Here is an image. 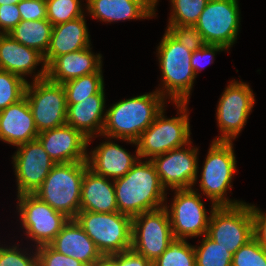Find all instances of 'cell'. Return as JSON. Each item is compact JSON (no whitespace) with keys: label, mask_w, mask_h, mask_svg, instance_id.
Returning <instances> with one entry per match:
<instances>
[{"label":"cell","mask_w":266,"mask_h":266,"mask_svg":"<svg viewBox=\"0 0 266 266\" xmlns=\"http://www.w3.org/2000/svg\"><path fill=\"white\" fill-rule=\"evenodd\" d=\"M167 31L180 43L194 52L206 45L201 32L195 25H167Z\"/></svg>","instance_id":"36"},{"label":"cell","mask_w":266,"mask_h":266,"mask_svg":"<svg viewBox=\"0 0 266 266\" xmlns=\"http://www.w3.org/2000/svg\"><path fill=\"white\" fill-rule=\"evenodd\" d=\"M173 104L178 109L177 117L166 118L164 107L136 140L139 159L151 160L170 150L187 147L191 142L188 103Z\"/></svg>","instance_id":"5"},{"label":"cell","mask_w":266,"mask_h":266,"mask_svg":"<svg viewBox=\"0 0 266 266\" xmlns=\"http://www.w3.org/2000/svg\"><path fill=\"white\" fill-rule=\"evenodd\" d=\"M55 251L94 266L101 258L93 240L75 219H69L57 236L48 244Z\"/></svg>","instance_id":"24"},{"label":"cell","mask_w":266,"mask_h":266,"mask_svg":"<svg viewBox=\"0 0 266 266\" xmlns=\"http://www.w3.org/2000/svg\"><path fill=\"white\" fill-rule=\"evenodd\" d=\"M194 245L196 266H231L233 254L207 235Z\"/></svg>","instance_id":"29"},{"label":"cell","mask_w":266,"mask_h":266,"mask_svg":"<svg viewBox=\"0 0 266 266\" xmlns=\"http://www.w3.org/2000/svg\"><path fill=\"white\" fill-rule=\"evenodd\" d=\"M94 266H119V263L112 255H102Z\"/></svg>","instance_id":"43"},{"label":"cell","mask_w":266,"mask_h":266,"mask_svg":"<svg viewBox=\"0 0 266 266\" xmlns=\"http://www.w3.org/2000/svg\"><path fill=\"white\" fill-rule=\"evenodd\" d=\"M157 47L161 88L157 91L172 103H188L196 78L191 67L192 52L167 30Z\"/></svg>","instance_id":"3"},{"label":"cell","mask_w":266,"mask_h":266,"mask_svg":"<svg viewBox=\"0 0 266 266\" xmlns=\"http://www.w3.org/2000/svg\"><path fill=\"white\" fill-rule=\"evenodd\" d=\"M206 235L234 254L254 238L251 204L216 206L211 212Z\"/></svg>","instance_id":"8"},{"label":"cell","mask_w":266,"mask_h":266,"mask_svg":"<svg viewBox=\"0 0 266 266\" xmlns=\"http://www.w3.org/2000/svg\"><path fill=\"white\" fill-rule=\"evenodd\" d=\"M119 266H152V263L132 248L112 255Z\"/></svg>","instance_id":"42"},{"label":"cell","mask_w":266,"mask_h":266,"mask_svg":"<svg viewBox=\"0 0 266 266\" xmlns=\"http://www.w3.org/2000/svg\"><path fill=\"white\" fill-rule=\"evenodd\" d=\"M91 45L85 16L53 26L50 45L44 56L48 66L56 57Z\"/></svg>","instance_id":"25"},{"label":"cell","mask_w":266,"mask_h":266,"mask_svg":"<svg viewBox=\"0 0 266 266\" xmlns=\"http://www.w3.org/2000/svg\"><path fill=\"white\" fill-rule=\"evenodd\" d=\"M87 161L55 164L33 193L54 210L74 219L80 211L81 185Z\"/></svg>","instance_id":"4"},{"label":"cell","mask_w":266,"mask_h":266,"mask_svg":"<svg viewBox=\"0 0 266 266\" xmlns=\"http://www.w3.org/2000/svg\"><path fill=\"white\" fill-rule=\"evenodd\" d=\"M174 240L165 207L132 218V249L154 262Z\"/></svg>","instance_id":"14"},{"label":"cell","mask_w":266,"mask_h":266,"mask_svg":"<svg viewBox=\"0 0 266 266\" xmlns=\"http://www.w3.org/2000/svg\"><path fill=\"white\" fill-rule=\"evenodd\" d=\"M62 85L66 92L67 103H77V100L87 99L105 88L103 73L83 75Z\"/></svg>","instance_id":"28"},{"label":"cell","mask_w":266,"mask_h":266,"mask_svg":"<svg viewBox=\"0 0 266 266\" xmlns=\"http://www.w3.org/2000/svg\"><path fill=\"white\" fill-rule=\"evenodd\" d=\"M102 255H113L132 247V217L119 212L79 211L74 218Z\"/></svg>","instance_id":"7"},{"label":"cell","mask_w":266,"mask_h":266,"mask_svg":"<svg viewBox=\"0 0 266 266\" xmlns=\"http://www.w3.org/2000/svg\"><path fill=\"white\" fill-rule=\"evenodd\" d=\"M222 51H227L222 45L206 44L203 48L192 52L190 62L195 76L197 77V74L205 68V65L213 63L215 54Z\"/></svg>","instance_id":"38"},{"label":"cell","mask_w":266,"mask_h":266,"mask_svg":"<svg viewBox=\"0 0 266 266\" xmlns=\"http://www.w3.org/2000/svg\"><path fill=\"white\" fill-rule=\"evenodd\" d=\"M118 212L134 217L164 207L166 189L151 160L138 159L121 178L114 180Z\"/></svg>","instance_id":"1"},{"label":"cell","mask_w":266,"mask_h":266,"mask_svg":"<svg viewBox=\"0 0 266 266\" xmlns=\"http://www.w3.org/2000/svg\"><path fill=\"white\" fill-rule=\"evenodd\" d=\"M255 104V95L248 83L232 80L219 98L216 120L219 137L213 141L233 142L244 128Z\"/></svg>","instance_id":"11"},{"label":"cell","mask_w":266,"mask_h":266,"mask_svg":"<svg viewBox=\"0 0 266 266\" xmlns=\"http://www.w3.org/2000/svg\"><path fill=\"white\" fill-rule=\"evenodd\" d=\"M37 139L56 164L87 161L88 138L68 124L42 131Z\"/></svg>","instance_id":"17"},{"label":"cell","mask_w":266,"mask_h":266,"mask_svg":"<svg viewBox=\"0 0 266 266\" xmlns=\"http://www.w3.org/2000/svg\"><path fill=\"white\" fill-rule=\"evenodd\" d=\"M41 69L34 72L36 66ZM0 69L11 72L25 79L33 74V81L46 78L47 66L44 56L35 49L28 48L14 40L9 34H0Z\"/></svg>","instance_id":"18"},{"label":"cell","mask_w":266,"mask_h":266,"mask_svg":"<svg viewBox=\"0 0 266 266\" xmlns=\"http://www.w3.org/2000/svg\"><path fill=\"white\" fill-rule=\"evenodd\" d=\"M233 142L212 141L201 171L199 187L202 194L216 206H235L243 201L226 197L237 172Z\"/></svg>","instance_id":"6"},{"label":"cell","mask_w":266,"mask_h":266,"mask_svg":"<svg viewBox=\"0 0 266 266\" xmlns=\"http://www.w3.org/2000/svg\"><path fill=\"white\" fill-rule=\"evenodd\" d=\"M166 99L157 91L120 100L105 109V122L101 137L127 141L136 140L150 126L166 106Z\"/></svg>","instance_id":"2"},{"label":"cell","mask_w":266,"mask_h":266,"mask_svg":"<svg viewBox=\"0 0 266 266\" xmlns=\"http://www.w3.org/2000/svg\"><path fill=\"white\" fill-rule=\"evenodd\" d=\"M209 0H170L167 25H195Z\"/></svg>","instance_id":"31"},{"label":"cell","mask_w":266,"mask_h":266,"mask_svg":"<svg viewBox=\"0 0 266 266\" xmlns=\"http://www.w3.org/2000/svg\"><path fill=\"white\" fill-rule=\"evenodd\" d=\"M231 266H266V249L253 238L233 254Z\"/></svg>","instance_id":"34"},{"label":"cell","mask_w":266,"mask_h":266,"mask_svg":"<svg viewBox=\"0 0 266 266\" xmlns=\"http://www.w3.org/2000/svg\"><path fill=\"white\" fill-rule=\"evenodd\" d=\"M16 176L17 196L33 194L56 164L38 139L17 146L12 155Z\"/></svg>","instance_id":"16"},{"label":"cell","mask_w":266,"mask_h":266,"mask_svg":"<svg viewBox=\"0 0 266 266\" xmlns=\"http://www.w3.org/2000/svg\"><path fill=\"white\" fill-rule=\"evenodd\" d=\"M197 190L174 189L171 207L165 203L164 207L169 214L174 239L187 240L190 237H202L207 234L211 212L216 205L211 204L208 215L201 200V194Z\"/></svg>","instance_id":"9"},{"label":"cell","mask_w":266,"mask_h":266,"mask_svg":"<svg viewBox=\"0 0 266 266\" xmlns=\"http://www.w3.org/2000/svg\"><path fill=\"white\" fill-rule=\"evenodd\" d=\"M105 103L104 88L87 99L67 103L66 124L81 131L90 143L96 136H101L106 115Z\"/></svg>","instance_id":"22"},{"label":"cell","mask_w":266,"mask_h":266,"mask_svg":"<svg viewBox=\"0 0 266 266\" xmlns=\"http://www.w3.org/2000/svg\"><path fill=\"white\" fill-rule=\"evenodd\" d=\"M80 211L118 212L114 180L110 181L109 178L98 175L87 168L81 185Z\"/></svg>","instance_id":"26"},{"label":"cell","mask_w":266,"mask_h":266,"mask_svg":"<svg viewBox=\"0 0 266 266\" xmlns=\"http://www.w3.org/2000/svg\"><path fill=\"white\" fill-rule=\"evenodd\" d=\"M102 55L92 52L91 46L56 57L47 66V78L63 84L83 75L102 72Z\"/></svg>","instance_id":"21"},{"label":"cell","mask_w":266,"mask_h":266,"mask_svg":"<svg viewBox=\"0 0 266 266\" xmlns=\"http://www.w3.org/2000/svg\"><path fill=\"white\" fill-rule=\"evenodd\" d=\"M27 83L26 79L0 69V111L25 97Z\"/></svg>","instance_id":"32"},{"label":"cell","mask_w":266,"mask_h":266,"mask_svg":"<svg viewBox=\"0 0 266 266\" xmlns=\"http://www.w3.org/2000/svg\"><path fill=\"white\" fill-rule=\"evenodd\" d=\"M53 25L47 20H21L8 34L20 44L32 48L45 56L52 34Z\"/></svg>","instance_id":"27"},{"label":"cell","mask_w":266,"mask_h":266,"mask_svg":"<svg viewBox=\"0 0 266 266\" xmlns=\"http://www.w3.org/2000/svg\"><path fill=\"white\" fill-rule=\"evenodd\" d=\"M254 239L266 249V211L251 204Z\"/></svg>","instance_id":"41"},{"label":"cell","mask_w":266,"mask_h":266,"mask_svg":"<svg viewBox=\"0 0 266 266\" xmlns=\"http://www.w3.org/2000/svg\"><path fill=\"white\" fill-rule=\"evenodd\" d=\"M100 142V144L87 152V164L88 168L94 173L109 178L110 180H116L123 177L138 161L139 155H131L130 152L119 144L112 141L111 138Z\"/></svg>","instance_id":"19"},{"label":"cell","mask_w":266,"mask_h":266,"mask_svg":"<svg viewBox=\"0 0 266 266\" xmlns=\"http://www.w3.org/2000/svg\"><path fill=\"white\" fill-rule=\"evenodd\" d=\"M8 247L0 245V266H38L36 247L32 254L19 248L18 244Z\"/></svg>","instance_id":"35"},{"label":"cell","mask_w":266,"mask_h":266,"mask_svg":"<svg viewBox=\"0 0 266 266\" xmlns=\"http://www.w3.org/2000/svg\"><path fill=\"white\" fill-rule=\"evenodd\" d=\"M152 266H196L194 246L187 240L174 239Z\"/></svg>","instance_id":"30"},{"label":"cell","mask_w":266,"mask_h":266,"mask_svg":"<svg viewBox=\"0 0 266 266\" xmlns=\"http://www.w3.org/2000/svg\"><path fill=\"white\" fill-rule=\"evenodd\" d=\"M21 0H0V5L18 4Z\"/></svg>","instance_id":"44"},{"label":"cell","mask_w":266,"mask_h":266,"mask_svg":"<svg viewBox=\"0 0 266 266\" xmlns=\"http://www.w3.org/2000/svg\"><path fill=\"white\" fill-rule=\"evenodd\" d=\"M158 0H89L85 10L102 22L148 19L156 16Z\"/></svg>","instance_id":"20"},{"label":"cell","mask_w":266,"mask_h":266,"mask_svg":"<svg viewBox=\"0 0 266 266\" xmlns=\"http://www.w3.org/2000/svg\"><path fill=\"white\" fill-rule=\"evenodd\" d=\"M37 127L26 97L0 111V140L18 146L37 139Z\"/></svg>","instance_id":"23"},{"label":"cell","mask_w":266,"mask_h":266,"mask_svg":"<svg viewBox=\"0 0 266 266\" xmlns=\"http://www.w3.org/2000/svg\"><path fill=\"white\" fill-rule=\"evenodd\" d=\"M239 0H209L195 24L206 44L222 45L227 50L240 31Z\"/></svg>","instance_id":"13"},{"label":"cell","mask_w":266,"mask_h":266,"mask_svg":"<svg viewBox=\"0 0 266 266\" xmlns=\"http://www.w3.org/2000/svg\"><path fill=\"white\" fill-rule=\"evenodd\" d=\"M185 146L170 150L151 159L159 175L162 186L166 189L193 188L198 180L199 148Z\"/></svg>","instance_id":"15"},{"label":"cell","mask_w":266,"mask_h":266,"mask_svg":"<svg viewBox=\"0 0 266 266\" xmlns=\"http://www.w3.org/2000/svg\"><path fill=\"white\" fill-rule=\"evenodd\" d=\"M25 97L38 133L66 124L67 100L62 84L47 77L28 82Z\"/></svg>","instance_id":"10"},{"label":"cell","mask_w":266,"mask_h":266,"mask_svg":"<svg viewBox=\"0 0 266 266\" xmlns=\"http://www.w3.org/2000/svg\"><path fill=\"white\" fill-rule=\"evenodd\" d=\"M81 0H46L47 20L58 25L84 16Z\"/></svg>","instance_id":"33"},{"label":"cell","mask_w":266,"mask_h":266,"mask_svg":"<svg viewBox=\"0 0 266 266\" xmlns=\"http://www.w3.org/2000/svg\"><path fill=\"white\" fill-rule=\"evenodd\" d=\"M21 20L47 19L46 0H21L18 4Z\"/></svg>","instance_id":"39"},{"label":"cell","mask_w":266,"mask_h":266,"mask_svg":"<svg viewBox=\"0 0 266 266\" xmlns=\"http://www.w3.org/2000/svg\"><path fill=\"white\" fill-rule=\"evenodd\" d=\"M16 199L24 234L36 244L32 245L36 248L48 245L70 219L34 194H21Z\"/></svg>","instance_id":"12"},{"label":"cell","mask_w":266,"mask_h":266,"mask_svg":"<svg viewBox=\"0 0 266 266\" xmlns=\"http://www.w3.org/2000/svg\"><path fill=\"white\" fill-rule=\"evenodd\" d=\"M38 255V266H86L79 260L61 254L49 245L36 248Z\"/></svg>","instance_id":"37"},{"label":"cell","mask_w":266,"mask_h":266,"mask_svg":"<svg viewBox=\"0 0 266 266\" xmlns=\"http://www.w3.org/2000/svg\"><path fill=\"white\" fill-rule=\"evenodd\" d=\"M20 21L17 4L0 5V34H8Z\"/></svg>","instance_id":"40"}]
</instances>
